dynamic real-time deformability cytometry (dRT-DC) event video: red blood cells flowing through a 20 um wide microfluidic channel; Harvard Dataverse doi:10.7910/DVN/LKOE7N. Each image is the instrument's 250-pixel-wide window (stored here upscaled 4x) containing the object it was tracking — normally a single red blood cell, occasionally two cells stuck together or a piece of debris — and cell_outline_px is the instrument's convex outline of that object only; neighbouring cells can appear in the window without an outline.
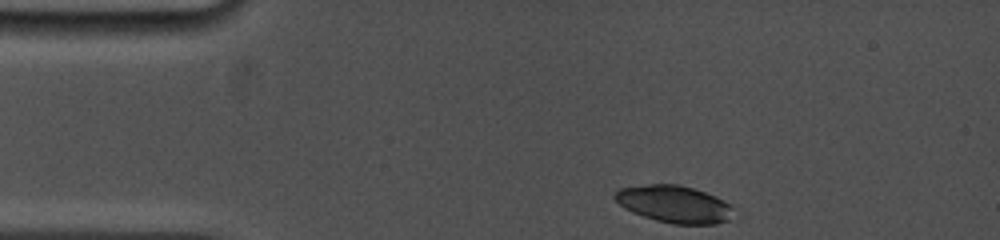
{"species": "common noctule bat (a hibernating species)", "species_latin": "Nyctalus noctula", "temperature_condition": "cold", "stored_images_in_passage": 7, "camera_frame_rate_fps": 5000, "um_per_image_px": 0.085, "animal": {"sex": "female", "body_mass_g": 19.0, "forearm_length_mm": 53.3}, "frame": {"image": 1, "passage_image": 1, "time_ms": 0.0, "image_size_px": [1000, 240], "cell_outline_px": [[732, 208], [728, 220], [716, 224], [672, 224], [656, 220], [632, 212], [624, 208], [612, 196], [620, 188], [648, 184], [676, 184], [692, 188], [716, 196], [724, 200]], "centroid_in_image_um": [57.28, 17.35], "position_along_channel_um": 27.7, "area_um2": 25.43}}
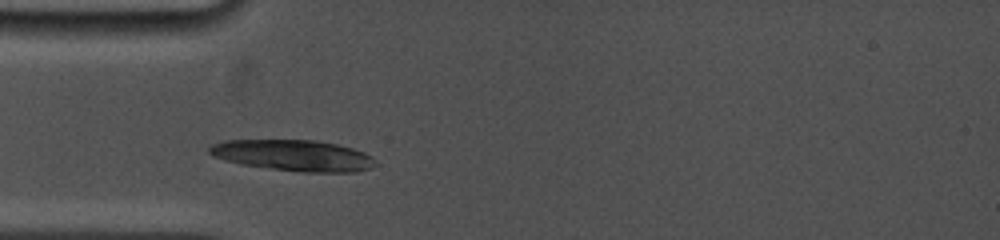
{"frame": {"image": 2, "passage_image": 7, "time_ms": 2.2, "image_size_px": [1000, 240], "cell_outline_px": [[376, 164], [368, 168], [356, 172], [304, 172], [240, 164], [224, 160], [212, 156], [208, 152], [208, 148], [212, 144], [224, 140], [316, 140], [336, 144], [352, 148], [364, 152], [372, 156], [376, 160]], "centroid_in_image_um": [24.93, 13.2], "position_along_channel_um": 60.1, "area_um2": 30.06}}